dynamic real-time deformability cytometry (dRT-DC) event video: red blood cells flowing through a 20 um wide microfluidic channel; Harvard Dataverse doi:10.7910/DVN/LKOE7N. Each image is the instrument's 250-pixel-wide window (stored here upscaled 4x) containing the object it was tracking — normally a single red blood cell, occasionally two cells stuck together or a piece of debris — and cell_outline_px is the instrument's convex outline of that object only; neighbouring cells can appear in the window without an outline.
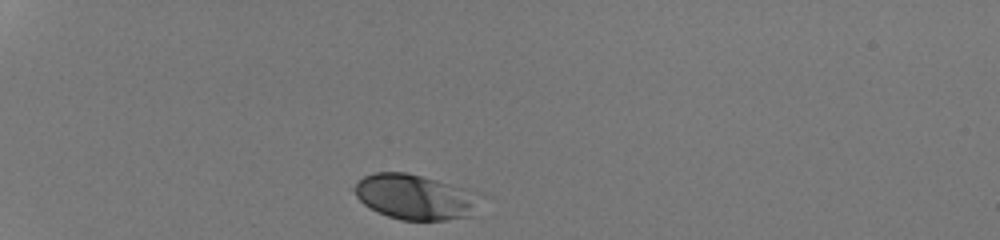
{"species": "human", "species_latin": "Homo sapiens", "temperature_condition": "room temperature", "stored_images_in_passage": 30, "camera_frame_rate_fps": 3000, "um_per_image_px": 0.085, "donor": {"sex": "male"}, "frame": {"image": 1, "passage_image": 1, "time_ms": 0.0, "image_size_px": [1000, 240], "cell_outline_px": [[484, 192], [476, 216], [444, 220], [400, 220], [388, 216], [364, 204], [348, 188], [364, 176], [376, 172], [404, 172]], "centroid_in_image_um": [35.37, 16.74], "position_along_channel_um": 49.6, "area_um2": 33.99}}
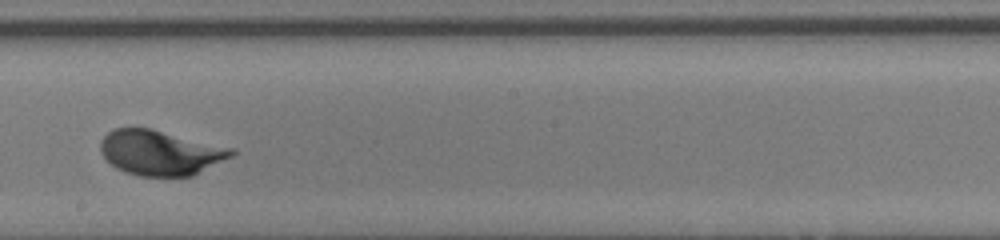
{"frame": {"image": 2, "passage_image": 18, "time_ms": 5.667, "image_size_px": [1000, 240], "cell_outline_px": [[236, 152], [232, 156], [192, 176], [140, 176], [124, 172], [116, 168], [100, 152], [100, 140], [112, 128], [152, 128], [236, 148]], "centroid_in_image_um": [13.64, 12.96], "position_along_channel_um": 234.6, "area_um2": 34.62}}
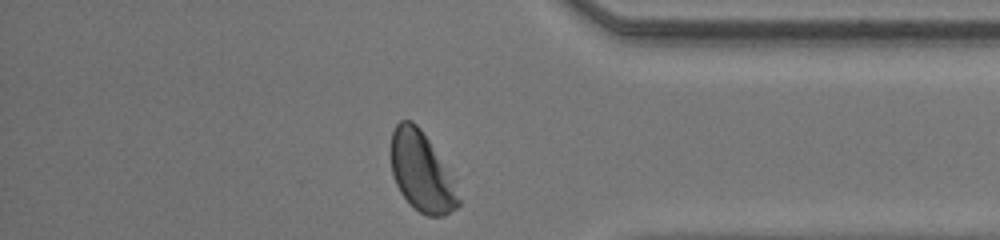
{"frame": {"image": 3, "passage_image": 30, "time_ms": 9.667, "image_size_px": [1000, 240], "cell_outline_px": [[460, 204], [456, 208], [444, 216], [428, 216], [420, 212], [400, 192], [392, 176], [392, 132], [396, 124], [400, 120], [412, 120], [420, 128], [456, 180], [460, 200]], "centroid_in_image_um": [35.87, 14.61], "position_along_channel_um": 399.3, "area_um2": 31.15}, "authors_computed_cell_mechanics": {"area_um2": 33.524, "velocity_mm_per_s": 4.2877, "shape_relaxation_time_tau1_ms": 1.7438, "shape_relaxation_time_tau2_ms": null, "deformation_change_tau1": 0.1177, "deformation_change_tau2": null}}